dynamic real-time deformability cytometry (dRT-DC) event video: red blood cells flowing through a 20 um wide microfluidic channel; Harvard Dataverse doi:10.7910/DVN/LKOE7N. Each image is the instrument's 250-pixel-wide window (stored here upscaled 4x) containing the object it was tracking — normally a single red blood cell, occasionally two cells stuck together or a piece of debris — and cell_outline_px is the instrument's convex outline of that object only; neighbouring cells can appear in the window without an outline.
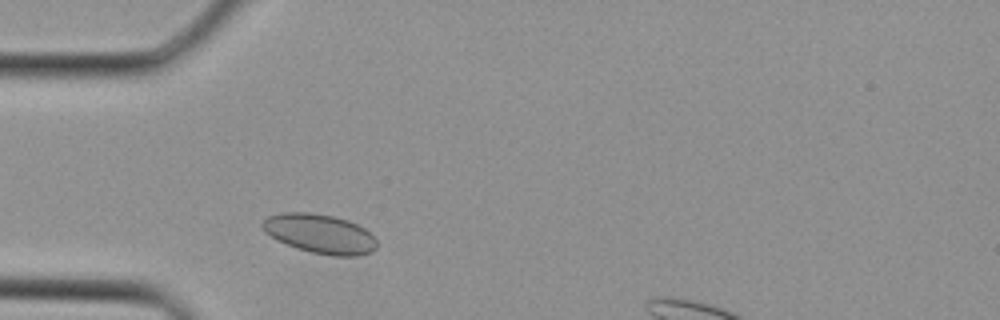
{"species": "Egyptian fruit bat (a non-hibernating species)", "species_latin": "Rousettus aegyptiacus", "temperature_condition": "cold", "stored_images_in_passage": 24, "camera_frame_rate_fps": 3000, "um_per_image_px": 0.085, "animal": {"sex": "female"}, "frame": {"image": 1, "passage_image": 1, "time_ms": 0.0, "image_size_px": [1000, 320], "cell_outline_px": [[376, 248], [372, 252], [356, 256], [336, 256], [312, 252], [296, 248], [276, 240], [264, 232], [260, 224], [268, 216], [284, 212], [308, 212], [332, 216], [348, 220], [364, 228], [376, 240]], "centroid_in_image_um": [27.16, 19.87], "position_along_channel_um": 57.8, "area_um2": 26.13}}
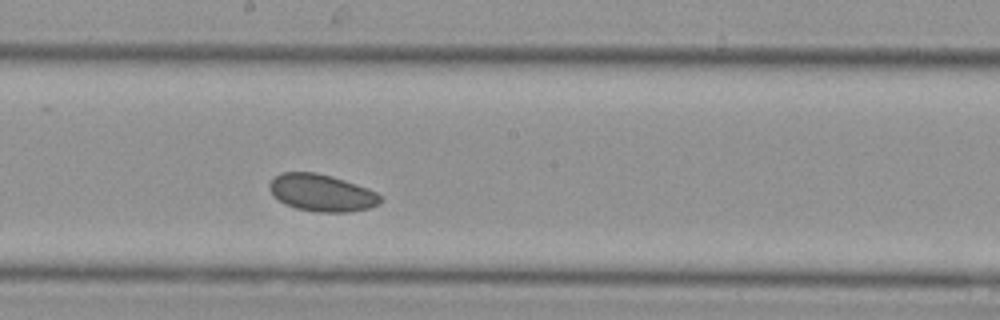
{"frame": {"image": 2, "passage_image": 10, "time_ms": 3.0, "image_size_px": [1000, 320], "cell_outline_px": [[384, 200], [380, 204], [368, 208], [348, 212], [320, 212], [296, 208], [284, 204], [272, 196], [268, 188], [268, 184], [280, 172], [316, 172], [332, 176], [368, 188], [384, 196]], "centroid_in_image_um": [27.35, 16.39], "position_along_channel_um": 220.8, "area_um2": 24.28}}
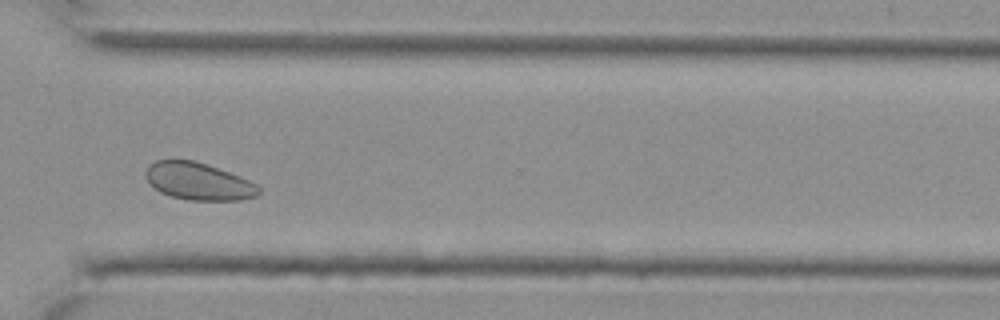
{"frame": {"image": 3, "passage_image": 17, "time_ms": 5.333, "image_size_px": [1000, 320], "cell_outline_px": [[260, 192], [256, 196], [240, 200], [188, 200], [172, 196], [160, 192], [148, 180], [144, 172], [148, 164], [156, 160], [192, 160], [228, 172], [248, 180], [256, 184], [260, 188]], "centroid_in_image_um": [16.85, 15.42], "position_along_channel_um": 353.8, "area_um2": 24.22}}